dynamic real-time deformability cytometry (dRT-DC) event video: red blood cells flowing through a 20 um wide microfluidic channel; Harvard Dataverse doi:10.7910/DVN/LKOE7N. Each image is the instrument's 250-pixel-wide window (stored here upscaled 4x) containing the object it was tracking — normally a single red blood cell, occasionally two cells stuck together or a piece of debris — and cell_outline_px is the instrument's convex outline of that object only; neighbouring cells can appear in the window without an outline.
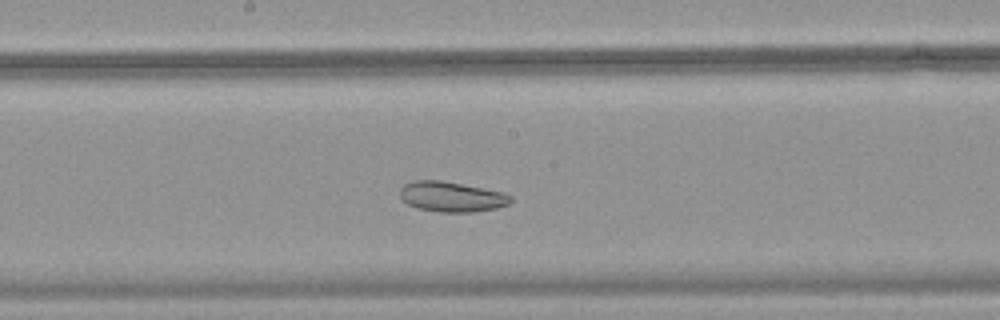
{"species": "common noctule bat (a hibernating species)", "species_latin": "Nyctalus noctula", "temperature_condition": "warm", "stored_images_in_passage": 44, "camera_frame_rate_fps": 3000, "um_per_image_px": 0.085, "animal": {"sex": "female", "body_mass_g": 18.4}, "frame": {"image": 1, "passage_image": 21, "time_ms": 6.667, "image_size_px": [1000, 320], "cell_outline_px": [[512, 200], [508, 204], [496, 208], [472, 212], [440, 212], [416, 208], [400, 200], [400, 188], [404, 184], [412, 180], [440, 180], [500, 192], [512, 196]], "centroid_in_image_um": [38.31, 16.73], "position_along_channel_um": 209.9, "area_um2": 19.36}}
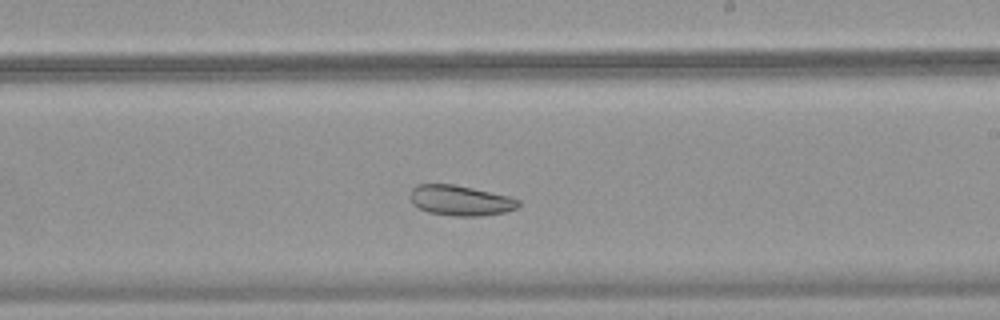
{"frame": {"image": 2, "passage_image": 24, "time_ms": 7.667, "image_size_px": [1000, 320], "cell_outline_px": [[520, 204], [516, 208], [504, 212], [480, 216], [456, 216], [428, 212], [412, 204], [412, 188], [416, 184], [456, 184], [512, 196], [520, 200]], "centroid_in_image_um": [39.18, 17.02], "position_along_channel_um": 249.8, "area_um2": 19.19}}
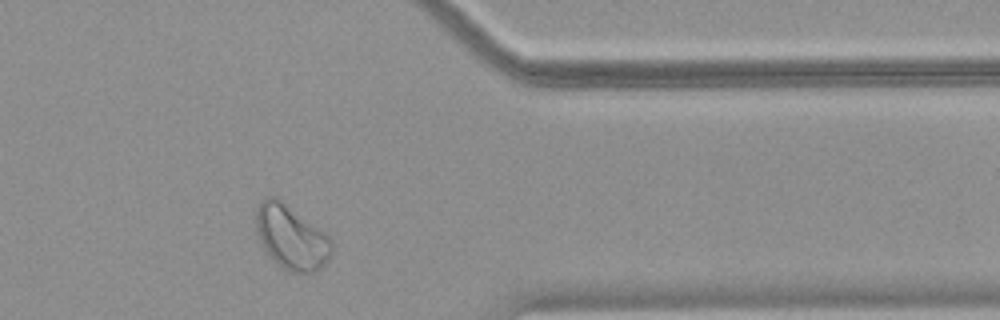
{"frame": {"image": 3, "passage_image": 35, "time_ms": 11.333, "image_size_px": [1000, 320], "cell_outline_px": [[332, 252], [328, 260], [316, 272], [288, 272], [264, 248], [260, 240], [256, 228], [256, 208], [260, 200], [268, 196], [276, 196], [284, 200], [324, 232], [332, 240]], "centroid_in_image_um": [24.76, 20.11], "position_along_channel_um": 386.6, "area_um2": 28.21}}